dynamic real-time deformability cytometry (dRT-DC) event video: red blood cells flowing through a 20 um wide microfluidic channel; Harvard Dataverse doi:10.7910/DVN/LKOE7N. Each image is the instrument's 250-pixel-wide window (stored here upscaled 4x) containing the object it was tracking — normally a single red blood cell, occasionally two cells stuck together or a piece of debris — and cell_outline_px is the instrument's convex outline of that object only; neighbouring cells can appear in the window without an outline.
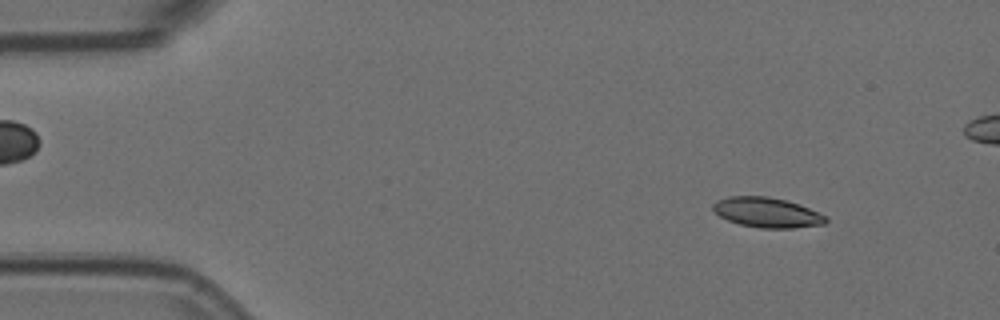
{"species": "Egyptian fruit bat (a non-hibernating species)", "species_latin": "Rousettus aegyptiacus", "temperature_condition": "room temperature", "stored_images_in_passage": 5, "camera_frame_rate_fps": 3000, "um_per_image_px": 0.085, "animal": {"sex": "female"}, "frame": {"image": 1, "passage_image": 1, "time_ms": 0.0, "image_size_px": [1000, 320], "cell_outline_px": [[828, 220], [824, 224], [792, 228], [760, 228], [740, 224], [728, 220], [720, 216], [712, 208], [712, 204], [716, 200], [728, 196], [768, 196], [800, 204], [828, 216]], "centroid_in_image_um": [65.21, 18.05], "position_along_channel_um": 19.8, "area_um2": 19.77}}
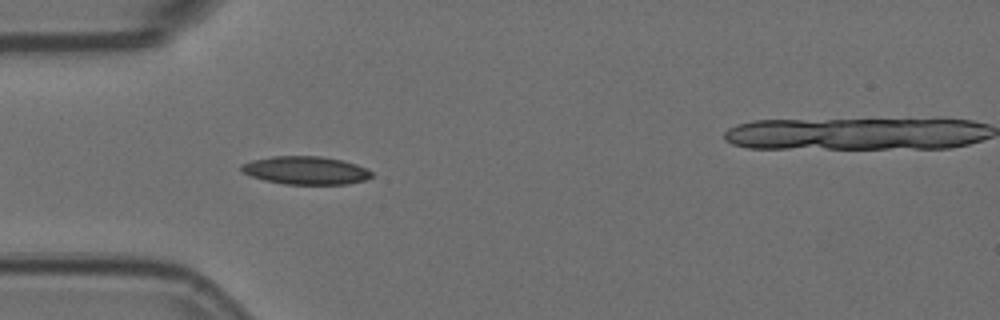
{"frame": {"image": 2, "passage_image": 4, "time_ms": 1.0, "image_size_px": [1000, 320], "cell_outline_px": [[372, 176], [364, 180], [348, 184], [284, 184], [264, 180], [240, 172], [240, 164], [252, 160], [272, 156], [320, 156], [344, 160], [368, 168], [372, 172]], "centroid_in_image_um": [25.97, 14.47], "position_along_channel_um": 59.0, "area_um2": 21.5}}